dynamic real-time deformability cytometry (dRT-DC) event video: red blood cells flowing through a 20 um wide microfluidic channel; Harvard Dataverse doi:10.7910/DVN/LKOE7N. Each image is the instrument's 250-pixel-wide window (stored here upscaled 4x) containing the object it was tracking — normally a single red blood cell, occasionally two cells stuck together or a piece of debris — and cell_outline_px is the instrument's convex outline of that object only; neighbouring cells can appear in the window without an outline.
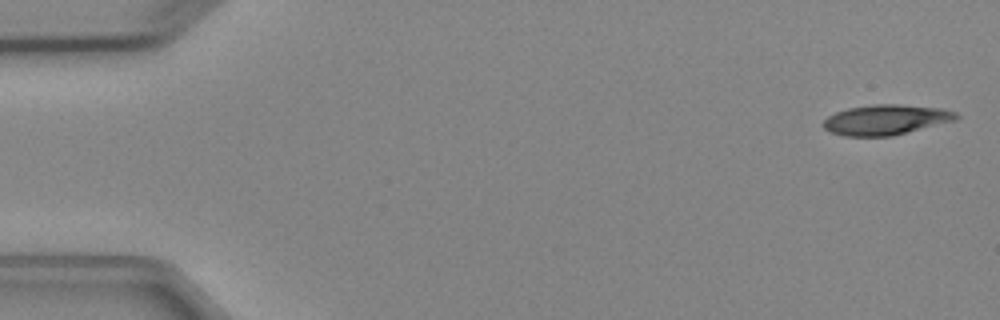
{"species": "Egyptian fruit bat (a non-hibernating species)", "species_latin": "Rousettus aegyptiacus", "temperature_condition": "cold", "stored_images_in_passage": 4, "camera_frame_rate_fps": 3000, "um_per_image_px": 0.085, "animal": {"sex": "female"}, "frame": {"image": 1, "passage_image": 1, "time_ms": 0.0, "image_size_px": [1000, 320], "cell_outline_px": [[960, 116], [956, 120], [892, 136], [844, 136], [832, 132], [824, 128], [820, 124], [828, 116], [836, 112], [848, 108], [872, 104], [900, 104], [940, 108], [956, 112]], "centroid_in_image_um": [75.29, 10.17], "position_along_channel_um": 9.7, "area_um2": 23.41}}
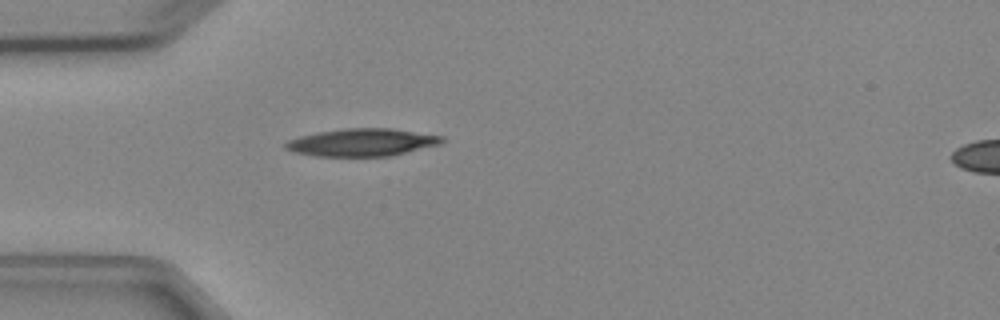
{"frame": {"image": 2, "passage_image": 4, "time_ms": 4.333, "image_size_px": [1000, 320], "cell_outline_px": [[444, 144], [392, 156], [316, 156], [296, 152], [284, 148], [284, 144], [288, 140], [300, 136], [316, 132], [344, 128], [392, 128], [444, 136]], "centroid_in_image_um": [30.84, 12.1], "position_along_channel_um": 54.2, "area_um2": 25.43}}